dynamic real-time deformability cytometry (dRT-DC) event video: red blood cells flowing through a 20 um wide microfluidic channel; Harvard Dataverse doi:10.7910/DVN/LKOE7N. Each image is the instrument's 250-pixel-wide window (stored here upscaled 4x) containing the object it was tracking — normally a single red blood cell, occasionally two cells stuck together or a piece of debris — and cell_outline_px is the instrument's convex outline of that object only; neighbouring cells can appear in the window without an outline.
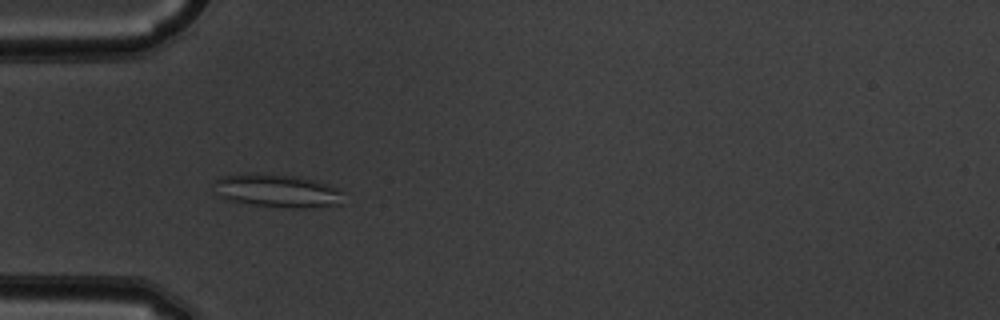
{"species": "common noctule bat (a hibernating species)", "species_latin": "Nyctalus noctula", "temperature_condition": "warm", "stored_images_in_passage": 52, "camera_frame_rate_fps": 3000, "um_per_image_px": 0.085, "animal": {"sex": "male", "body_mass_g": 19.5, "forearm_length_mm": 54.6}, "frame": {"image": 1, "passage_image": 16, "time_ms": 5.0, "image_size_px": [1000, 320], "cell_outline_px": [[344, 204], [304, 208], [292, 208], [252, 204], [228, 200], [220, 196], [216, 180], [220, 176], [296, 176], [312, 180], [336, 188], [344, 192]], "centroid_in_image_um": [23.71, 16.28], "position_along_channel_um": 61.3, "area_um2": 23.76}}
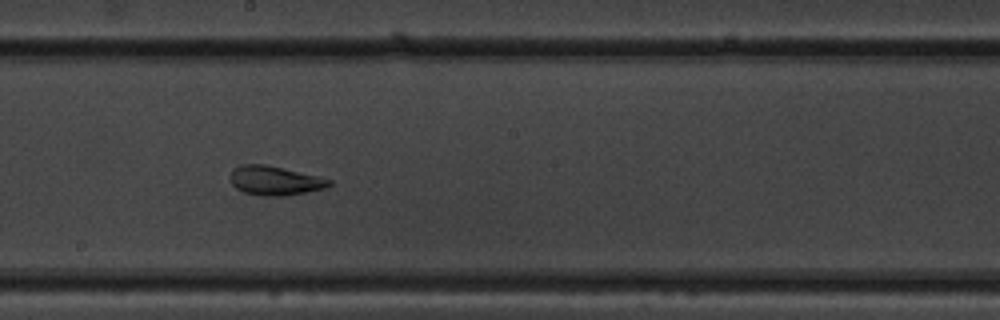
{"frame": {"image": 2, "passage_image": 29, "time_ms": 9.333, "image_size_px": [1000, 320], "cell_outline_px": [[332, 184], [324, 188], [284, 196], [260, 196], [244, 192], [236, 188], [232, 184], [232, 168], [240, 164], [264, 164], [316, 176], [332, 180]], "centroid_in_image_um": [23.33, 15.35], "position_along_channel_um": 224.9, "area_um2": 16.53}}
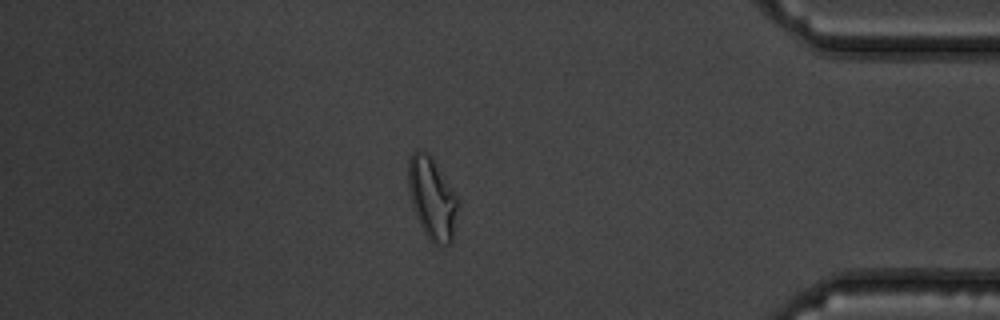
{"frame": {"image": 3, "passage_image": 45, "time_ms": 14.667, "image_size_px": [1000, 320], "cell_outline_px": [[456, 208], [452, 240], [448, 244], [432, 244], [424, 232], [420, 224], [412, 204], [408, 188], [408, 156], [412, 152], [420, 148], [428, 152], [432, 156], [456, 196]], "centroid_in_image_um": [36.67, 16.78], "position_along_channel_um": 398.5, "area_um2": 23.29}, "authors_computed_cell_mechanics": {"area_um2": 22.0507, "velocity_mm_per_s": 3.8382, "shape_relaxation_time_tau1_ms": null, "shape_relaxation_time_tau2_ms": 1.9878, "deformation_change_tau1": null, "deformation_change_tau2": 0.0732}}